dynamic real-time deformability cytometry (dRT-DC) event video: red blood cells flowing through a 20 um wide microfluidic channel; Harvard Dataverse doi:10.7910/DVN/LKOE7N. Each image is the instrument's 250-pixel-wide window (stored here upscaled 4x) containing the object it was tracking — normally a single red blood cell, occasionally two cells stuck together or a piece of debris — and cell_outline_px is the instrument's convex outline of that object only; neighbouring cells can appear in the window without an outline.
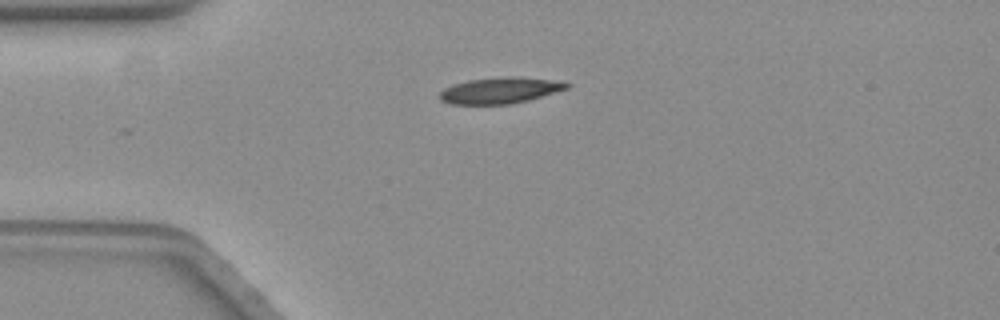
{"species": "common noctule bat (a hibernating species)", "species_latin": "Nyctalus noctula", "temperature_condition": "warm", "stored_images_in_passage": 35, "camera_frame_rate_fps": 3000, "um_per_image_px": 0.085, "animal": {"sex": "female", "body_mass_g": 19.3, "forearm_length_mm": 54.1}, "frame": {"image": 1, "passage_image": 1, "time_ms": 0.0, "image_size_px": [1000, 320], "cell_outline_px": [[572, 84], [568, 88], [528, 100], [512, 104], [452, 104], [440, 100], [440, 92], [444, 88], [452, 84], [468, 80], [504, 76], [512, 76], [564, 80]], "centroid_in_image_um": [42.55, 7.66], "position_along_channel_um": 42.4, "area_um2": 19.59}}
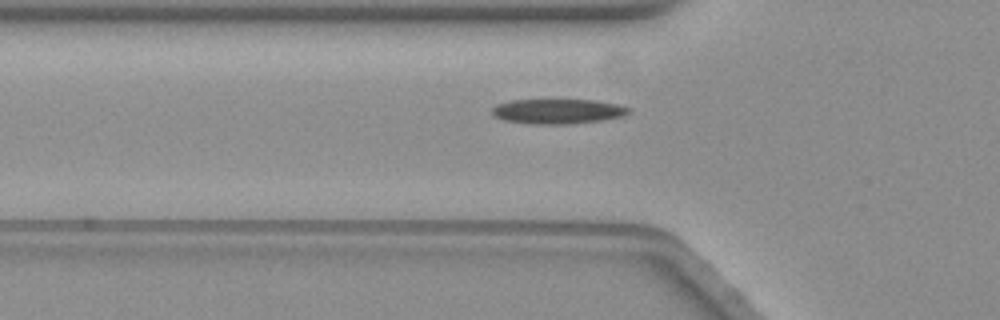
{"frame": {"image": 2, "passage_image": 6, "time_ms": 1.667, "image_size_px": [1000, 320], "cell_outline_px": [[628, 112], [620, 116], [600, 120], [564, 124], [528, 124], [504, 120], [496, 116], [492, 112], [492, 108], [496, 104], [512, 100], [596, 100], [616, 104], [628, 108]], "centroid_in_image_um": [47.33, 9.46], "position_along_channel_um": 78.5, "area_um2": 19.42}}
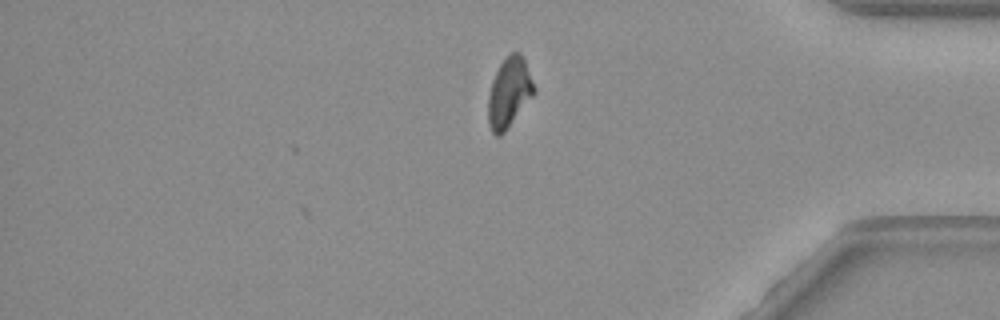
{"frame": {"image": 3, "passage_image": 35, "time_ms": 11.333, "image_size_px": [1000, 320], "cell_outline_px": [[536, 92], [504, 132], [500, 136], [496, 136], [492, 132], [488, 124], [488, 96], [492, 80], [500, 64], [512, 52], [520, 52], [524, 60], [536, 88]], "centroid_in_image_um": [43.27, 7.89], "position_along_channel_um": 391.9, "area_um2": 18.5}, "authors_computed_cell_mechanics": {"area_um2": 19.5942, "velocity_mm_per_s": 3.5143, "shape_relaxation_time_tau1_ms": 7.3744, "shape_relaxation_time_tau2_ms": null, "deformation_change_tau1": 0.1821, "deformation_change_tau2": null}}